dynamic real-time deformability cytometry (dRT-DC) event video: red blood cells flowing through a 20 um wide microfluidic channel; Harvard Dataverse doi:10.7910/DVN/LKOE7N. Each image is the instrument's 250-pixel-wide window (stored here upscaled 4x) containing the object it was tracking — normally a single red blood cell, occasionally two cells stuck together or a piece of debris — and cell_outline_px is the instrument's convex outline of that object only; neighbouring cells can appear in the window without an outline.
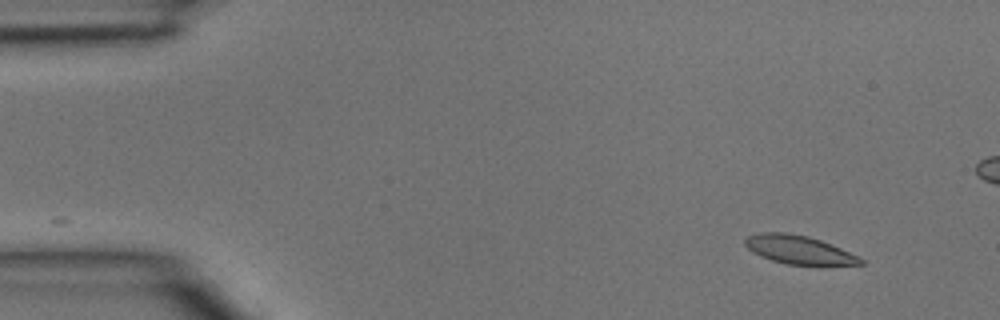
{"species": "common noctule bat (a hibernating species)", "species_latin": "Nyctalus noctula", "temperature_condition": "room temperature", "stored_images_in_passage": 4, "camera_frame_rate_fps": 3000, "um_per_image_px": 0.085, "animal": {"sex": "male", "body_mass_g": 15.6}, "frame": {"image": 1, "passage_image": 1, "time_ms": 0.0, "image_size_px": [1000, 320], "cell_outline_px": [[864, 264], [788, 264], [772, 260], [760, 256], [752, 252], [744, 244], [744, 240], [748, 236], [760, 232], [784, 232], [808, 236], [820, 240], [840, 248], [864, 260]], "centroid_in_image_um": [67.83, 21.21], "position_along_channel_um": 17.2, "area_um2": 18.73}}